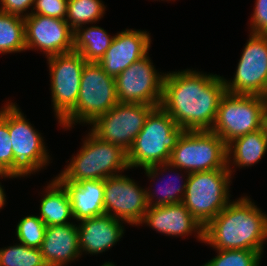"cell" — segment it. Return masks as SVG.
<instances>
[{
    "label": "cell",
    "instance_id": "obj_1",
    "mask_svg": "<svg viewBox=\"0 0 267 266\" xmlns=\"http://www.w3.org/2000/svg\"><path fill=\"white\" fill-rule=\"evenodd\" d=\"M225 93L223 76L193 69L165 72L160 106L185 131L211 130Z\"/></svg>",
    "mask_w": 267,
    "mask_h": 266
},
{
    "label": "cell",
    "instance_id": "obj_2",
    "mask_svg": "<svg viewBox=\"0 0 267 266\" xmlns=\"http://www.w3.org/2000/svg\"><path fill=\"white\" fill-rule=\"evenodd\" d=\"M237 199L231 201L204 227L203 243L213 249H245L263 255L267 240V214L248 196Z\"/></svg>",
    "mask_w": 267,
    "mask_h": 266
},
{
    "label": "cell",
    "instance_id": "obj_3",
    "mask_svg": "<svg viewBox=\"0 0 267 266\" xmlns=\"http://www.w3.org/2000/svg\"><path fill=\"white\" fill-rule=\"evenodd\" d=\"M179 169L187 175L210 170H229L227 167L226 144L210 130L184 131L170 154L169 161L144 168L153 181L163 172Z\"/></svg>",
    "mask_w": 267,
    "mask_h": 266
},
{
    "label": "cell",
    "instance_id": "obj_4",
    "mask_svg": "<svg viewBox=\"0 0 267 266\" xmlns=\"http://www.w3.org/2000/svg\"><path fill=\"white\" fill-rule=\"evenodd\" d=\"M85 136L80 151L55 177L58 181L104 180L129 170L127 152L121 147L100 139L92 131Z\"/></svg>",
    "mask_w": 267,
    "mask_h": 266
},
{
    "label": "cell",
    "instance_id": "obj_5",
    "mask_svg": "<svg viewBox=\"0 0 267 266\" xmlns=\"http://www.w3.org/2000/svg\"><path fill=\"white\" fill-rule=\"evenodd\" d=\"M184 131L161 106L155 107L127 151L129 169H144L168 162Z\"/></svg>",
    "mask_w": 267,
    "mask_h": 266
},
{
    "label": "cell",
    "instance_id": "obj_6",
    "mask_svg": "<svg viewBox=\"0 0 267 266\" xmlns=\"http://www.w3.org/2000/svg\"><path fill=\"white\" fill-rule=\"evenodd\" d=\"M117 104L115 78L107 75L98 63L86 62L81 74L76 106L59 124L68 130L75 123L90 125Z\"/></svg>",
    "mask_w": 267,
    "mask_h": 266
},
{
    "label": "cell",
    "instance_id": "obj_7",
    "mask_svg": "<svg viewBox=\"0 0 267 266\" xmlns=\"http://www.w3.org/2000/svg\"><path fill=\"white\" fill-rule=\"evenodd\" d=\"M187 186L182 204L205 227L230 200V170H210L186 175Z\"/></svg>",
    "mask_w": 267,
    "mask_h": 266
},
{
    "label": "cell",
    "instance_id": "obj_8",
    "mask_svg": "<svg viewBox=\"0 0 267 266\" xmlns=\"http://www.w3.org/2000/svg\"><path fill=\"white\" fill-rule=\"evenodd\" d=\"M266 116V97L226 92L220 99L210 131L216 133L227 145L238 137L261 129Z\"/></svg>",
    "mask_w": 267,
    "mask_h": 266
},
{
    "label": "cell",
    "instance_id": "obj_9",
    "mask_svg": "<svg viewBox=\"0 0 267 266\" xmlns=\"http://www.w3.org/2000/svg\"><path fill=\"white\" fill-rule=\"evenodd\" d=\"M14 102L8 101V130L14 155V176L27 177L50 163L43 136Z\"/></svg>",
    "mask_w": 267,
    "mask_h": 266
},
{
    "label": "cell",
    "instance_id": "obj_10",
    "mask_svg": "<svg viewBox=\"0 0 267 266\" xmlns=\"http://www.w3.org/2000/svg\"><path fill=\"white\" fill-rule=\"evenodd\" d=\"M47 61L52 106L59 124L76 106L81 74L87 61L76 51L48 57Z\"/></svg>",
    "mask_w": 267,
    "mask_h": 266
},
{
    "label": "cell",
    "instance_id": "obj_11",
    "mask_svg": "<svg viewBox=\"0 0 267 266\" xmlns=\"http://www.w3.org/2000/svg\"><path fill=\"white\" fill-rule=\"evenodd\" d=\"M156 106L118 103L107 113L97 117L90 126L100 139L128 151L141 131L149 113Z\"/></svg>",
    "mask_w": 267,
    "mask_h": 266
},
{
    "label": "cell",
    "instance_id": "obj_12",
    "mask_svg": "<svg viewBox=\"0 0 267 266\" xmlns=\"http://www.w3.org/2000/svg\"><path fill=\"white\" fill-rule=\"evenodd\" d=\"M223 80L227 93L267 98V35L250 33L233 80Z\"/></svg>",
    "mask_w": 267,
    "mask_h": 266
},
{
    "label": "cell",
    "instance_id": "obj_13",
    "mask_svg": "<svg viewBox=\"0 0 267 266\" xmlns=\"http://www.w3.org/2000/svg\"><path fill=\"white\" fill-rule=\"evenodd\" d=\"M165 73L158 72L146 55L132 63L116 78L118 103L146 104L159 107L162 102Z\"/></svg>",
    "mask_w": 267,
    "mask_h": 266
},
{
    "label": "cell",
    "instance_id": "obj_14",
    "mask_svg": "<svg viewBox=\"0 0 267 266\" xmlns=\"http://www.w3.org/2000/svg\"><path fill=\"white\" fill-rule=\"evenodd\" d=\"M146 189L122 174L104 179L105 215L138 226L148 209Z\"/></svg>",
    "mask_w": 267,
    "mask_h": 266
},
{
    "label": "cell",
    "instance_id": "obj_15",
    "mask_svg": "<svg viewBox=\"0 0 267 266\" xmlns=\"http://www.w3.org/2000/svg\"><path fill=\"white\" fill-rule=\"evenodd\" d=\"M24 25L26 50H40L46 58L73 51V30L66 20L30 14Z\"/></svg>",
    "mask_w": 267,
    "mask_h": 266
},
{
    "label": "cell",
    "instance_id": "obj_16",
    "mask_svg": "<svg viewBox=\"0 0 267 266\" xmlns=\"http://www.w3.org/2000/svg\"><path fill=\"white\" fill-rule=\"evenodd\" d=\"M151 36L147 31L125 29L116 33L103 57L97 62L107 75L116 78L132 63L149 55Z\"/></svg>",
    "mask_w": 267,
    "mask_h": 266
},
{
    "label": "cell",
    "instance_id": "obj_17",
    "mask_svg": "<svg viewBox=\"0 0 267 266\" xmlns=\"http://www.w3.org/2000/svg\"><path fill=\"white\" fill-rule=\"evenodd\" d=\"M140 224H145L166 236L184 237L194 232L197 234L195 237L204 242V227L182 203L149 206Z\"/></svg>",
    "mask_w": 267,
    "mask_h": 266
},
{
    "label": "cell",
    "instance_id": "obj_18",
    "mask_svg": "<svg viewBox=\"0 0 267 266\" xmlns=\"http://www.w3.org/2000/svg\"><path fill=\"white\" fill-rule=\"evenodd\" d=\"M123 223L125 224L124 221L105 214L79 221L77 228L81 255H97L115 246L123 237Z\"/></svg>",
    "mask_w": 267,
    "mask_h": 266
},
{
    "label": "cell",
    "instance_id": "obj_19",
    "mask_svg": "<svg viewBox=\"0 0 267 266\" xmlns=\"http://www.w3.org/2000/svg\"><path fill=\"white\" fill-rule=\"evenodd\" d=\"M40 252L47 266H67L78 260L81 252L75 222L47 226Z\"/></svg>",
    "mask_w": 267,
    "mask_h": 266
},
{
    "label": "cell",
    "instance_id": "obj_20",
    "mask_svg": "<svg viewBox=\"0 0 267 266\" xmlns=\"http://www.w3.org/2000/svg\"><path fill=\"white\" fill-rule=\"evenodd\" d=\"M59 182L68 193L75 220L79 222L105 214L104 180H83L76 183Z\"/></svg>",
    "mask_w": 267,
    "mask_h": 266
},
{
    "label": "cell",
    "instance_id": "obj_21",
    "mask_svg": "<svg viewBox=\"0 0 267 266\" xmlns=\"http://www.w3.org/2000/svg\"><path fill=\"white\" fill-rule=\"evenodd\" d=\"M47 185L39 206V218L46 226L73 223L69 222L74 217L70 199L64 186L56 178Z\"/></svg>",
    "mask_w": 267,
    "mask_h": 266
},
{
    "label": "cell",
    "instance_id": "obj_22",
    "mask_svg": "<svg viewBox=\"0 0 267 266\" xmlns=\"http://www.w3.org/2000/svg\"><path fill=\"white\" fill-rule=\"evenodd\" d=\"M227 167L233 174L232 165L239 168L252 167L261 161L267 152L262 129L238 137L226 145ZM231 159V160H230ZM231 165V167H230Z\"/></svg>",
    "mask_w": 267,
    "mask_h": 266
},
{
    "label": "cell",
    "instance_id": "obj_23",
    "mask_svg": "<svg viewBox=\"0 0 267 266\" xmlns=\"http://www.w3.org/2000/svg\"><path fill=\"white\" fill-rule=\"evenodd\" d=\"M113 38L99 26H80L73 31V51L80 53L87 62L97 63L110 47Z\"/></svg>",
    "mask_w": 267,
    "mask_h": 266
},
{
    "label": "cell",
    "instance_id": "obj_24",
    "mask_svg": "<svg viewBox=\"0 0 267 266\" xmlns=\"http://www.w3.org/2000/svg\"><path fill=\"white\" fill-rule=\"evenodd\" d=\"M26 51L24 17L0 11V53Z\"/></svg>",
    "mask_w": 267,
    "mask_h": 266
},
{
    "label": "cell",
    "instance_id": "obj_25",
    "mask_svg": "<svg viewBox=\"0 0 267 266\" xmlns=\"http://www.w3.org/2000/svg\"><path fill=\"white\" fill-rule=\"evenodd\" d=\"M105 9L102 0H68L65 20L74 31L84 24H96L103 18Z\"/></svg>",
    "mask_w": 267,
    "mask_h": 266
},
{
    "label": "cell",
    "instance_id": "obj_26",
    "mask_svg": "<svg viewBox=\"0 0 267 266\" xmlns=\"http://www.w3.org/2000/svg\"><path fill=\"white\" fill-rule=\"evenodd\" d=\"M1 266H47L40 249L18 243L0 248Z\"/></svg>",
    "mask_w": 267,
    "mask_h": 266
},
{
    "label": "cell",
    "instance_id": "obj_27",
    "mask_svg": "<svg viewBox=\"0 0 267 266\" xmlns=\"http://www.w3.org/2000/svg\"><path fill=\"white\" fill-rule=\"evenodd\" d=\"M217 255L202 266H260L262 254L258 251L215 249Z\"/></svg>",
    "mask_w": 267,
    "mask_h": 266
},
{
    "label": "cell",
    "instance_id": "obj_28",
    "mask_svg": "<svg viewBox=\"0 0 267 266\" xmlns=\"http://www.w3.org/2000/svg\"><path fill=\"white\" fill-rule=\"evenodd\" d=\"M179 174L180 173H176L177 176ZM177 176H175L176 178L173 177V179H171L172 182H170V183L167 182L166 187H165V184L159 186V188L156 189L155 192H154V190L152 192L150 190L151 188H148V189L146 188L148 206H165V205H170V204L182 203V200H183L184 195H185V190H186L188 178H185L183 175H181L180 179L182 180V177H184L185 180H184L183 184L181 181V184L176 186L177 185L176 183H180L179 181L178 182L176 181L179 179V176H178V178H177ZM174 178H175V180H174ZM171 183H173V184H171ZM160 192H161V195H159ZM154 198H155V200H154Z\"/></svg>",
    "mask_w": 267,
    "mask_h": 266
},
{
    "label": "cell",
    "instance_id": "obj_29",
    "mask_svg": "<svg viewBox=\"0 0 267 266\" xmlns=\"http://www.w3.org/2000/svg\"><path fill=\"white\" fill-rule=\"evenodd\" d=\"M47 226L37 215L23 217L16 226L19 243L31 248L40 249Z\"/></svg>",
    "mask_w": 267,
    "mask_h": 266
},
{
    "label": "cell",
    "instance_id": "obj_30",
    "mask_svg": "<svg viewBox=\"0 0 267 266\" xmlns=\"http://www.w3.org/2000/svg\"><path fill=\"white\" fill-rule=\"evenodd\" d=\"M0 173L14 175V155L8 130V102L0 109Z\"/></svg>",
    "mask_w": 267,
    "mask_h": 266
},
{
    "label": "cell",
    "instance_id": "obj_31",
    "mask_svg": "<svg viewBox=\"0 0 267 266\" xmlns=\"http://www.w3.org/2000/svg\"><path fill=\"white\" fill-rule=\"evenodd\" d=\"M68 0H35L31 14L65 20Z\"/></svg>",
    "mask_w": 267,
    "mask_h": 266
},
{
    "label": "cell",
    "instance_id": "obj_32",
    "mask_svg": "<svg viewBox=\"0 0 267 266\" xmlns=\"http://www.w3.org/2000/svg\"><path fill=\"white\" fill-rule=\"evenodd\" d=\"M251 14L250 33L267 35V0H256Z\"/></svg>",
    "mask_w": 267,
    "mask_h": 266
},
{
    "label": "cell",
    "instance_id": "obj_33",
    "mask_svg": "<svg viewBox=\"0 0 267 266\" xmlns=\"http://www.w3.org/2000/svg\"><path fill=\"white\" fill-rule=\"evenodd\" d=\"M34 1L35 0H0V11L26 17L31 14L29 11L27 13V9H33Z\"/></svg>",
    "mask_w": 267,
    "mask_h": 266
},
{
    "label": "cell",
    "instance_id": "obj_34",
    "mask_svg": "<svg viewBox=\"0 0 267 266\" xmlns=\"http://www.w3.org/2000/svg\"><path fill=\"white\" fill-rule=\"evenodd\" d=\"M0 178H18L14 175H11V174H7V173H0ZM6 203V195H5V192H4V188L0 182V209L3 208V206L5 205Z\"/></svg>",
    "mask_w": 267,
    "mask_h": 266
},
{
    "label": "cell",
    "instance_id": "obj_35",
    "mask_svg": "<svg viewBox=\"0 0 267 266\" xmlns=\"http://www.w3.org/2000/svg\"><path fill=\"white\" fill-rule=\"evenodd\" d=\"M261 129L264 134L265 142H266V148H267V116L263 119L261 124Z\"/></svg>",
    "mask_w": 267,
    "mask_h": 266
},
{
    "label": "cell",
    "instance_id": "obj_36",
    "mask_svg": "<svg viewBox=\"0 0 267 266\" xmlns=\"http://www.w3.org/2000/svg\"><path fill=\"white\" fill-rule=\"evenodd\" d=\"M101 266H116V265H114L112 262H105L103 265H101Z\"/></svg>",
    "mask_w": 267,
    "mask_h": 266
}]
</instances>
